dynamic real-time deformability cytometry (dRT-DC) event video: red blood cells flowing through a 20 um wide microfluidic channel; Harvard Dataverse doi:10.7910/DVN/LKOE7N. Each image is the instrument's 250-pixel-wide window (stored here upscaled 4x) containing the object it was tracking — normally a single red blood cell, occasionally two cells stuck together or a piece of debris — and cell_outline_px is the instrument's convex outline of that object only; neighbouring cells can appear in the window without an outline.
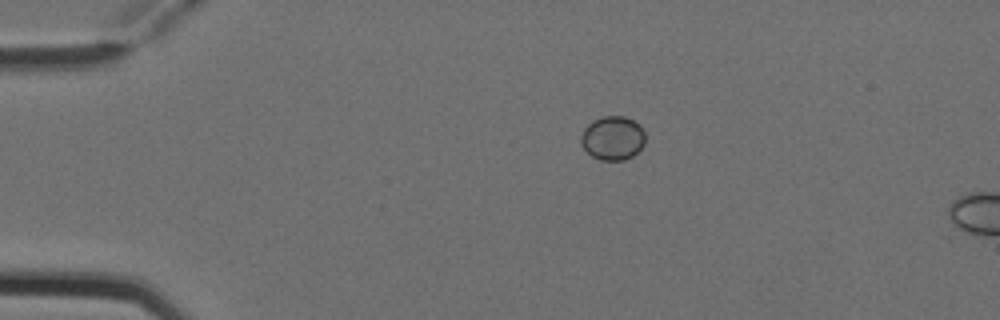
{"species": "Egyptian fruit bat (a non-hibernating species)", "species_latin": "Rousettus aegyptiacus", "temperature_condition": "cold", "stored_images_in_passage": 2, "camera_frame_rate_fps": 3000, "um_per_image_px": 0.085, "animal": {"sex": "female"}, "frame": {"image": 1, "passage_image": 1, "time_ms": 0.0, "image_size_px": [1000, 320], "cell_outline_px": [[644, 144], [632, 156], [624, 160], [600, 160], [592, 156], [580, 144], [580, 136], [584, 128], [592, 120], [604, 116], [624, 116], [640, 124], [644, 132]], "centroid_in_image_um": [52.06, 11.73], "position_along_channel_um": 32.9, "area_um2": 16.47}}